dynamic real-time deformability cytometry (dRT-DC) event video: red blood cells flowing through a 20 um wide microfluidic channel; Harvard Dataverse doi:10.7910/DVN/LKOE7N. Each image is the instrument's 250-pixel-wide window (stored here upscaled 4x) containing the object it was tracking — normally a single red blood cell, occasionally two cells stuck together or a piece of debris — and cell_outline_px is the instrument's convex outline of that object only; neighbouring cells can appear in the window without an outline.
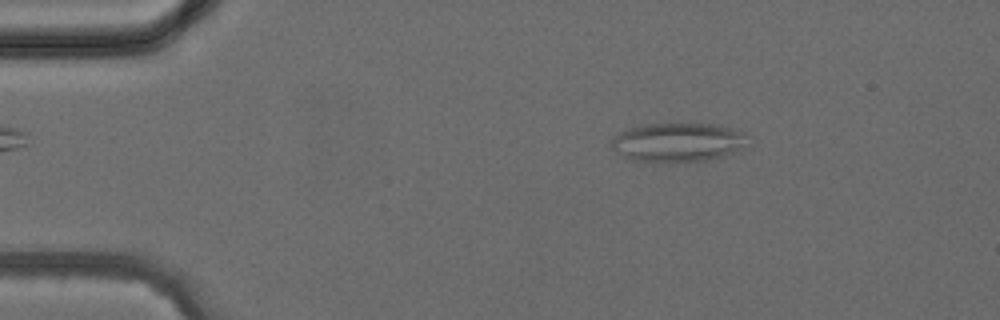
{"species": "common noctule bat (a hibernating species)", "species_latin": "Nyctalus noctula", "temperature_condition": "cold", "stored_images_in_passage": 40, "camera_frame_rate_fps": 3000, "um_per_image_px": 0.085, "animal": {"sex": "female", "body_mass_g": 24.6, "forearm_length_mm": 56.2}, "frame": {"image": 1, "passage_image": 6, "time_ms": 1.667, "image_size_px": [1000, 320], "cell_outline_px": [[744, 132], [736, 148], [724, 156], [708, 160], [632, 160], [624, 156], [612, 148], [612, 140], [620, 132], [628, 128], [648, 124], [720, 124]], "centroid_in_image_um": [57.53, 12.06], "position_along_channel_um": 27.5, "area_um2": 29.42}}
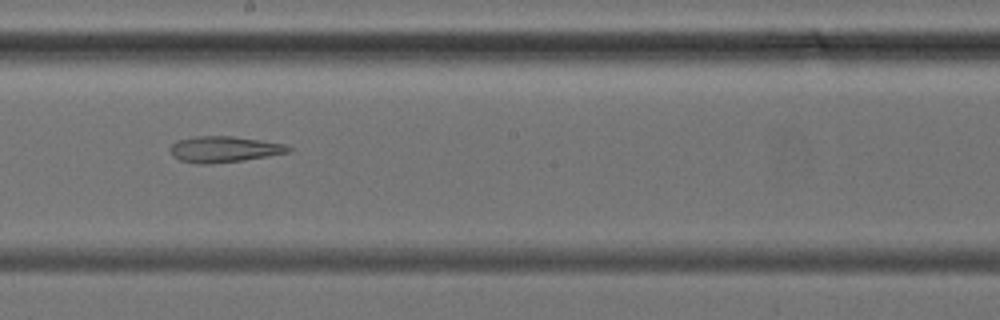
{"frame": {"image": 2, "passage_image": 22, "time_ms": 7.0, "image_size_px": [1000, 320], "cell_outline_px": [[292, 152], [244, 160], [212, 164], [196, 164], [180, 160], [172, 156], [168, 148], [176, 140], [192, 136], [232, 136], [288, 144], [292, 148]], "centroid_in_image_um": [19.04, 12.69], "position_along_channel_um": 229.2, "area_um2": 18.32}}
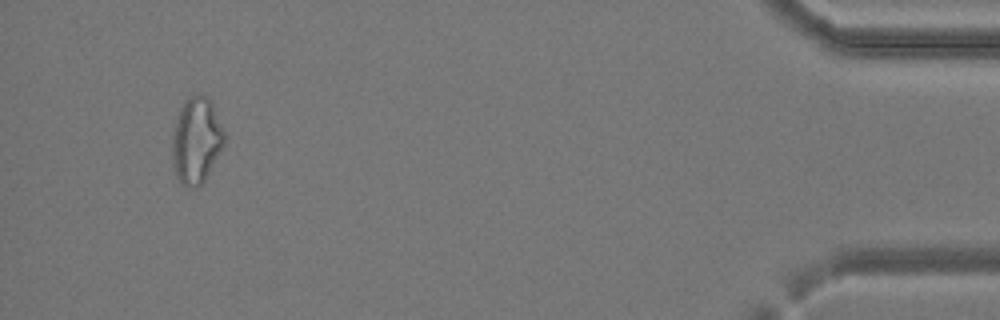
{"frame": {"image": 3, "passage_image": 38, "time_ms": 12.333, "image_size_px": [1000, 320], "cell_outline_px": [[228, 136], [224, 144], [204, 180], [196, 188], [192, 188], [180, 184], [176, 176], [172, 156], [172, 136], [176, 120], [180, 108], [192, 96], [208, 96], [212, 100]], "centroid_in_image_um": [16.72, 11.93], "position_along_channel_um": 418.5, "area_um2": 26.24}}